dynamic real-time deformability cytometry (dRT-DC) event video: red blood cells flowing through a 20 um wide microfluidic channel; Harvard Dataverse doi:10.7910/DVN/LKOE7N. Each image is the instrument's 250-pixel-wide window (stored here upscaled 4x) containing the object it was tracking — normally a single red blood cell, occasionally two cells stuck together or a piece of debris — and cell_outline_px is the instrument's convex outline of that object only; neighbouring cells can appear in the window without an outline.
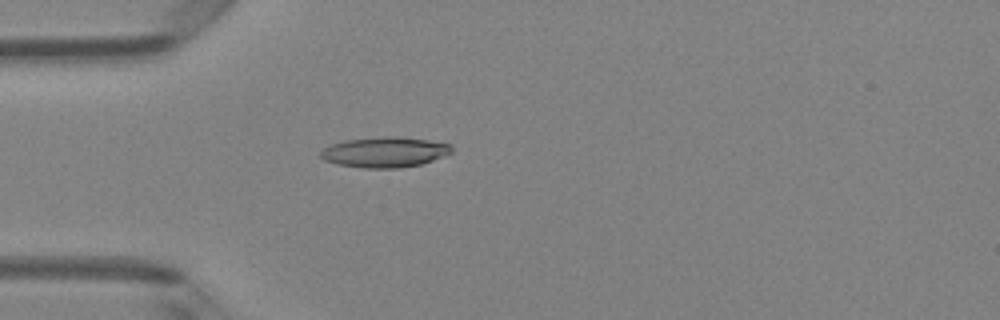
{"species": "Egyptian fruit bat (a non-hibernating species)", "species_latin": "Rousettus aegyptiacus", "temperature_condition": "room temperature", "stored_images_in_passage": 4, "camera_frame_rate_fps": 3000, "um_per_image_px": 0.085, "animal": {"sex": "female"}, "frame": {"image": 1, "passage_image": 4, "time_ms": 3.333, "image_size_px": [1000, 320], "cell_outline_px": [[452, 152], [432, 160], [420, 164], [400, 168], [364, 168], [336, 164], [324, 160], [320, 156], [320, 152], [324, 148], [332, 144], [348, 140], [388, 136], [396, 136], [428, 140], [452, 144]], "centroid_in_image_um": [32.7, 12.93], "position_along_channel_um": 52.3, "area_um2": 23.0}}